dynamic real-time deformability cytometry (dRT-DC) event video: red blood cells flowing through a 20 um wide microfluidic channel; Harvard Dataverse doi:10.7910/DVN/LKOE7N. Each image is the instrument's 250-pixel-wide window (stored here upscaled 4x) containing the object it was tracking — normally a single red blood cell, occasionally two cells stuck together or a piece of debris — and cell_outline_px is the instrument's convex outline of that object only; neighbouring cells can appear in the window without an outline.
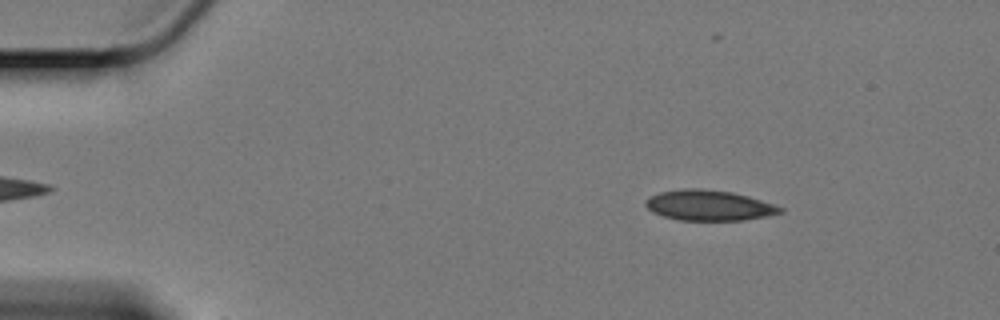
{"species": "Egyptian fruit bat (a non-hibernating species)", "species_latin": "Rousettus aegyptiacus", "temperature_condition": "cold", "stored_images_in_passage": 35, "camera_frame_rate_fps": 3000, "um_per_image_px": 0.085, "animal": {"sex": "female"}, "frame": {"image": 1, "passage_image": 6, "time_ms": 1.667, "image_size_px": [1000, 320], "cell_outline_px": [[784, 212], [768, 216], [744, 220], [680, 220], [664, 216], [652, 212], [644, 204], [644, 200], [648, 196], [660, 192], [684, 188], [700, 188], [732, 192], [748, 196], [784, 208]], "centroid_in_image_um": [60.24, 17.45], "position_along_channel_um": 24.8, "area_um2": 23.93}}
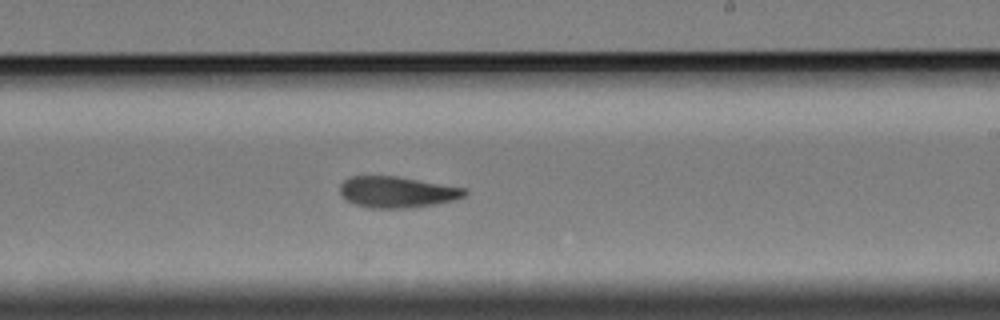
{"frame": {"image": 2, "passage_image": 21, "time_ms": 6.667, "image_size_px": [1000, 320], "cell_outline_px": [[468, 192], [464, 196], [452, 200], [432, 204], [408, 208], [372, 208], [352, 204], [340, 192], [340, 184], [344, 180], [352, 176], [396, 176], [464, 188]], "centroid_in_image_um": [33.71, 16.32], "position_along_channel_um": 255.3, "area_um2": 22.31}}
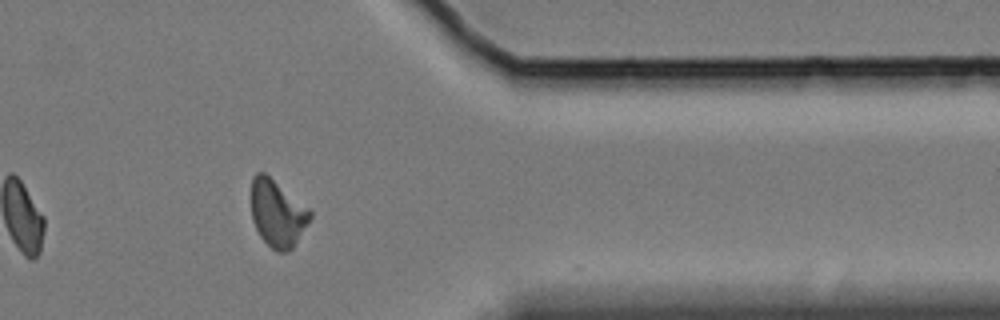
{"frame": {"image": 3, "passage_image": 34, "time_ms": 11.0, "image_size_px": [1000, 320], "cell_outline_px": [[312, 216], [292, 248], [288, 252], [276, 252], [260, 236], [252, 220], [252, 176], [256, 172], [264, 172], [308, 208], [312, 212]], "centroid_in_image_um": [23.56, 18.14], "position_along_channel_um": 387.8, "area_um2": 22.54}, "authors_computed_cell_mechanics": {"area_um2": 22.8888, "velocity_mm_per_s": 3.3459, "shape_relaxation_time_tau1_ms": 6.5561, "shape_relaxation_time_tau2_ms": 8.86, "deformation_change_tau1": 0.1365, "deformation_change_tau2": 0.1457}}